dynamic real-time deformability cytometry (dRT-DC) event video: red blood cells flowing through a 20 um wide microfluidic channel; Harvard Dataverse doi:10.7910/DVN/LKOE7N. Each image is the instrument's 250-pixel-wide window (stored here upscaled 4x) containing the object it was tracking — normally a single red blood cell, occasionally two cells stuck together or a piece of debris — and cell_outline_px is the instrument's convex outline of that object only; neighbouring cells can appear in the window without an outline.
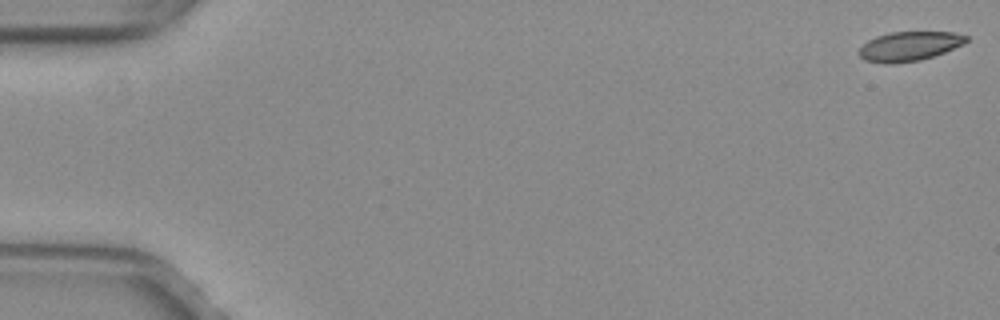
{"species": "common noctule bat (a hibernating species)", "species_latin": "Nyctalus noctula", "temperature_condition": "warm", "stored_images_in_passage": 12, "camera_frame_rate_fps": 3000, "um_per_image_px": 0.085, "animal": {"sex": "female", "body_mass_g": 29.2, "forearm_length_mm": 56.3}, "frame": {"image": 1, "passage_image": 1, "time_ms": 0.0, "image_size_px": [1000, 320], "cell_outline_px": [[968, 40], [964, 44], [944, 52], [920, 60], [864, 60], [856, 52], [868, 40], [876, 36], [888, 32], [952, 32], [968, 36]], "centroid_in_image_um": [77.34, 3.86], "position_along_channel_um": 7.7, "area_um2": 17.51}}